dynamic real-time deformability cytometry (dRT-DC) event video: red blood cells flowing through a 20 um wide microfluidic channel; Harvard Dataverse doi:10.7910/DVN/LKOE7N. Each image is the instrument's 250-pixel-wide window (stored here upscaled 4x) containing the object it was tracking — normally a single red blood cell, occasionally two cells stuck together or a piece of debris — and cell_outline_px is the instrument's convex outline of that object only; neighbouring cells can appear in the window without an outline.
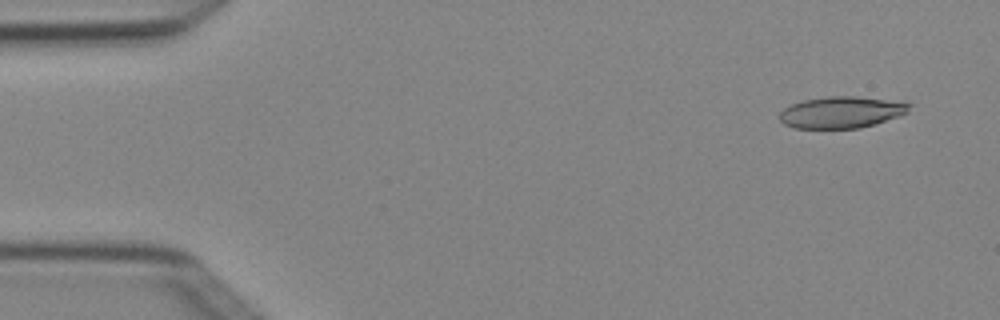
{"species": "Egyptian fruit bat (a non-hibernating species)", "species_latin": "Rousettus aegyptiacus", "temperature_condition": "cold", "stored_images_in_passage": 4, "camera_frame_rate_fps": 3000, "um_per_image_px": 0.085, "animal": {"sex": "female"}, "frame": {"image": 1, "passage_image": 1, "time_ms": 0.0, "image_size_px": [1000, 320], "cell_outline_px": [[912, 104], [908, 112], [900, 116], [860, 128], [796, 128], [784, 124], [780, 120], [780, 112], [784, 108], [792, 104], [804, 100], [828, 96], [856, 96]], "centroid_in_image_um": [71.5, 9.55], "position_along_channel_um": 13.5, "area_um2": 23.58}}
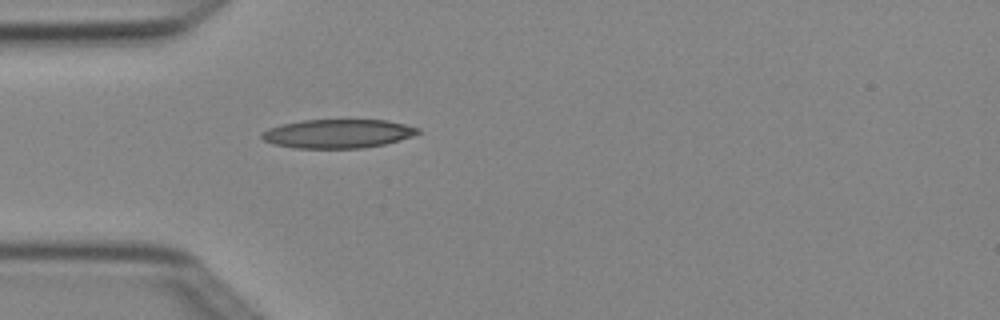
{"frame": {"image": 2, "passage_image": 4, "time_ms": 1.0, "image_size_px": [1000, 320], "cell_outline_px": [[420, 132], [412, 136], [384, 144], [364, 148], [292, 148], [272, 144], [264, 140], [260, 136], [260, 132], [268, 128], [280, 124], [300, 120], [388, 120], [420, 128]], "centroid_in_image_um": [28.66, 11.36], "position_along_channel_um": 56.3, "area_um2": 26.41}}